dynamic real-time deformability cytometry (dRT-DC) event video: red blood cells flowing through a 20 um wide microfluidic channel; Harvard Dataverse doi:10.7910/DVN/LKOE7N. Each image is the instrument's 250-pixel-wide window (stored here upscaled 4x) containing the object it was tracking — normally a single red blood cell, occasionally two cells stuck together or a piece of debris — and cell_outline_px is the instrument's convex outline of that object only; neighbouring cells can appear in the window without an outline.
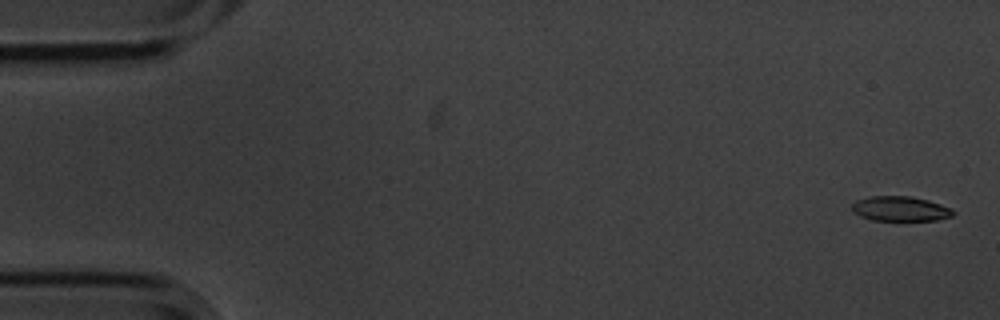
{"species": "common noctule bat (a hibernating species)", "species_latin": "Nyctalus noctula", "temperature_condition": "cold", "stored_images_in_passage": 4, "camera_frame_rate_fps": 3000, "um_per_image_px": 0.085, "animal": {"sex": "male", "body_mass_g": 20.1, "forearm_length_mm": 53.5}, "frame": {"image": 1, "passage_image": 2, "time_ms": 0.333, "image_size_px": [1000, 320], "cell_outline_px": [[956, 212], [952, 216], [936, 220], [872, 220], [860, 216], [852, 212], [852, 204], [856, 200], [868, 196], [912, 196], [928, 200], [952, 208]], "centroid_in_image_um": [76.52, 17.74], "position_along_channel_um": 8.5, "area_um2": 14.74}}